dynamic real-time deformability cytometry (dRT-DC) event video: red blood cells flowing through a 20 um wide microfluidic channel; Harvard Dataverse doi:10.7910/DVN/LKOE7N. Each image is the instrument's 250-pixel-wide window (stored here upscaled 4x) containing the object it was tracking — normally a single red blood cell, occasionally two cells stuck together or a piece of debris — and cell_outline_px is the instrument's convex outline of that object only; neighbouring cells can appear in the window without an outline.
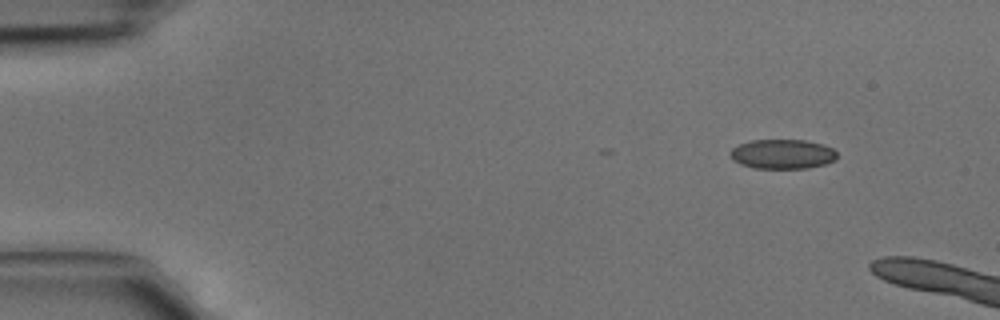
{"species": "common noctule bat (a hibernating species)", "species_latin": "Nyctalus noctula", "temperature_condition": "cold", "stored_images_in_passage": 4, "camera_frame_rate_fps": 3000, "um_per_image_px": 0.085, "animal": {"sex": "male", "body_mass_g": 15.6}, "frame": {"image": 1, "passage_image": 1, "time_ms": 0.0, "image_size_px": [1000, 320], "cell_outline_px": [[836, 160], [824, 164], [808, 168], [752, 168], [740, 164], [732, 160], [728, 152], [732, 148], [740, 144], [752, 140], [804, 140], [824, 144], [832, 148], [836, 152]], "centroid_in_image_um": [66.49, 13.1], "position_along_channel_um": 18.5, "area_um2": 18.5}}